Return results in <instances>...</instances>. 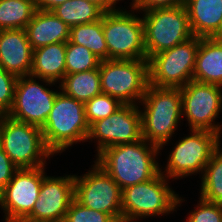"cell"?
I'll use <instances>...</instances> for the list:
<instances>
[{
  "label": "cell",
  "mask_w": 222,
  "mask_h": 222,
  "mask_svg": "<svg viewBox=\"0 0 222 222\" xmlns=\"http://www.w3.org/2000/svg\"><path fill=\"white\" fill-rule=\"evenodd\" d=\"M159 150V147L141 139L108 147L96 155L95 162L123 190L147 182L160 172V166L156 161Z\"/></svg>",
  "instance_id": "cell-1"
},
{
  "label": "cell",
  "mask_w": 222,
  "mask_h": 222,
  "mask_svg": "<svg viewBox=\"0 0 222 222\" xmlns=\"http://www.w3.org/2000/svg\"><path fill=\"white\" fill-rule=\"evenodd\" d=\"M140 103L144 108L141 111L142 137L161 150L172 138L182 118L180 88L148 84Z\"/></svg>",
  "instance_id": "cell-2"
},
{
  "label": "cell",
  "mask_w": 222,
  "mask_h": 222,
  "mask_svg": "<svg viewBox=\"0 0 222 222\" xmlns=\"http://www.w3.org/2000/svg\"><path fill=\"white\" fill-rule=\"evenodd\" d=\"M41 130L46 147L55 155L73 144L87 141L89 124L84 103L59 91Z\"/></svg>",
  "instance_id": "cell-3"
},
{
  "label": "cell",
  "mask_w": 222,
  "mask_h": 222,
  "mask_svg": "<svg viewBox=\"0 0 222 222\" xmlns=\"http://www.w3.org/2000/svg\"><path fill=\"white\" fill-rule=\"evenodd\" d=\"M168 178L158 173L147 182L122 190V221L137 222L144 217L167 215L184 201L168 185Z\"/></svg>",
  "instance_id": "cell-4"
},
{
  "label": "cell",
  "mask_w": 222,
  "mask_h": 222,
  "mask_svg": "<svg viewBox=\"0 0 222 222\" xmlns=\"http://www.w3.org/2000/svg\"><path fill=\"white\" fill-rule=\"evenodd\" d=\"M0 147L19 168H37L54 154L46 147L40 127L0 116Z\"/></svg>",
  "instance_id": "cell-5"
},
{
  "label": "cell",
  "mask_w": 222,
  "mask_h": 222,
  "mask_svg": "<svg viewBox=\"0 0 222 222\" xmlns=\"http://www.w3.org/2000/svg\"><path fill=\"white\" fill-rule=\"evenodd\" d=\"M103 94L122 104L138 105L149 84L148 60H103L99 65ZM138 101V102H137Z\"/></svg>",
  "instance_id": "cell-6"
},
{
  "label": "cell",
  "mask_w": 222,
  "mask_h": 222,
  "mask_svg": "<svg viewBox=\"0 0 222 222\" xmlns=\"http://www.w3.org/2000/svg\"><path fill=\"white\" fill-rule=\"evenodd\" d=\"M143 13L147 60L193 37L184 5L154 8Z\"/></svg>",
  "instance_id": "cell-7"
},
{
  "label": "cell",
  "mask_w": 222,
  "mask_h": 222,
  "mask_svg": "<svg viewBox=\"0 0 222 222\" xmlns=\"http://www.w3.org/2000/svg\"><path fill=\"white\" fill-rule=\"evenodd\" d=\"M131 11L121 9L103 14V34L108 47V60L147 59L144 24L142 18L134 14L135 10Z\"/></svg>",
  "instance_id": "cell-8"
},
{
  "label": "cell",
  "mask_w": 222,
  "mask_h": 222,
  "mask_svg": "<svg viewBox=\"0 0 222 222\" xmlns=\"http://www.w3.org/2000/svg\"><path fill=\"white\" fill-rule=\"evenodd\" d=\"M200 37L193 36L148 59L149 84L181 88L193 79Z\"/></svg>",
  "instance_id": "cell-9"
},
{
  "label": "cell",
  "mask_w": 222,
  "mask_h": 222,
  "mask_svg": "<svg viewBox=\"0 0 222 222\" xmlns=\"http://www.w3.org/2000/svg\"><path fill=\"white\" fill-rule=\"evenodd\" d=\"M221 135L209 130L191 129L190 135L178 141L172 149L165 171L169 179H179L191 174H203L214 150L221 144ZM165 173V174H164Z\"/></svg>",
  "instance_id": "cell-10"
},
{
  "label": "cell",
  "mask_w": 222,
  "mask_h": 222,
  "mask_svg": "<svg viewBox=\"0 0 222 222\" xmlns=\"http://www.w3.org/2000/svg\"><path fill=\"white\" fill-rule=\"evenodd\" d=\"M86 174L74 175V199L84 207L111 215L122 222V190L95 161Z\"/></svg>",
  "instance_id": "cell-11"
},
{
  "label": "cell",
  "mask_w": 222,
  "mask_h": 222,
  "mask_svg": "<svg viewBox=\"0 0 222 222\" xmlns=\"http://www.w3.org/2000/svg\"><path fill=\"white\" fill-rule=\"evenodd\" d=\"M180 91L182 115L187 117L189 129L209 130L220 135L222 125L214 120L222 109V87L191 80Z\"/></svg>",
  "instance_id": "cell-12"
},
{
  "label": "cell",
  "mask_w": 222,
  "mask_h": 222,
  "mask_svg": "<svg viewBox=\"0 0 222 222\" xmlns=\"http://www.w3.org/2000/svg\"><path fill=\"white\" fill-rule=\"evenodd\" d=\"M97 140V155L104 149L143 139L141 110L137 105L123 104L109 117L89 126L87 140Z\"/></svg>",
  "instance_id": "cell-13"
},
{
  "label": "cell",
  "mask_w": 222,
  "mask_h": 222,
  "mask_svg": "<svg viewBox=\"0 0 222 222\" xmlns=\"http://www.w3.org/2000/svg\"><path fill=\"white\" fill-rule=\"evenodd\" d=\"M58 91L50 90L38 82L34 76L26 75L18 77L14 102L10 112V118L42 127L53 107Z\"/></svg>",
  "instance_id": "cell-14"
},
{
  "label": "cell",
  "mask_w": 222,
  "mask_h": 222,
  "mask_svg": "<svg viewBox=\"0 0 222 222\" xmlns=\"http://www.w3.org/2000/svg\"><path fill=\"white\" fill-rule=\"evenodd\" d=\"M45 166L18 169L0 192V206L4 218L26 217L38 200L45 175Z\"/></svg>",
  "instance_id": "cell-15"
},
{
  "label": "cell",
  "mask_w": 222,
  "mask_h": 222,
  "mask_svg": "<svg viewBox=\"0 0 222 222\" xmlns=\"http://www.w3.org/2000/svg\"><path fill=\"white\" fill-rule=\"evenodd\" d=\"M74 196V175H44L38 200L26 217L45 222H63Z\"/></svg>",
  "instance_id": "cell-16"
},
{
  "label": "cell",
  "mask_w": 222,
  "mask_h": 222,
  "mask_svg": "<svg viewBox=\"0 0 222 222\" xmlns=\"http://www.w3.org/2000/svg\"><path fill=\"white\" fill-rule=\"evenodd\" d=\"M33 49L25 29L0 30V67L22 77L30 75Z\"/></svg>",
  "instance_id": "cell-17"
},
{
  "label": "cell",
  "mask_w": 222,
  "mask_h": 222,
  "mask_svg": "<svg viewBox=\"0 0 222 222\" xmlns=\"http://www.w3.org/2000/svg\"><path fill=\"white\" fill-rule=\"evenodd\" d=\"M193 36L220 39L222 0H184Z\"/></svg>",
  "instance_id": "cell-18"
},
{
  "label": "cell",
  "mask_w": 222,
  "mask_h": 222,
  "mask_svg": "<svg viewBox=\"0 0 222 222\" xmlns=\"http://www.w3.org/2000/svg\"><path fill=\"white\" fill-rule=\"evenodd\" d=\"M66 42L53 43L33 50L30 75L46 85L61 82L66 75Z\"/></svg>",
  "instance_id": "cell-19"
},
{
  "label": "cell",
  "mask_w": 222,
  "mask_h": 222,
  "mask_svg": "<svg viewBox=\"0 0 222 222\" xmlns=\"http://www.w3.org/2000/svg\"><path fill=\"white\" fill-rule=\"evenodd\" d=\"M25 30L33 50L53 43L67 42L70 37V27L52 11L36 10Z\"/></svg>",
  "instance_id": "cell-20"
},
{
  "label": "cell",
  "mask_w": 222,
  "mask_h": 222,
  "mask_svg": "<svg viewBox=\"0 0 222 222\" xmlns=\"http://www.w3.org/2000/svg\"><path fill=\"white\" fill-rule=\"evenodd\" d=\"M192 80L222 87V39L200 38Z\"/></svg>",
  "instance_id": "cell-21"
},
{
  "label": "cell",
  "mask_w": 222,
  "mask_h": 222,
  "mask_svg": "<svg viewBox=\"0 0 222 222\" xmlns=\"http://www.w3.org/2000/svg\"><path fill=\"white\" fill-rule=\"evenodd\" d=\"M58 88L65 95L85 103L102 94L99 68L67 74Z\"/></svg>",
  "instance_id": "cell-22"
},
{
  "label": "cell",
  "mask_w": 222,
  "mask_h": 222,
  "mask_svg": "<svg viewBox=\"0 0 222 222\" xmlns=\"http://www.w3.org/2000/svg\"><path fill=\"white\" fill-rule=\"evenodd\" d=\"M69 41L85 46L101 61L108 60V47L103 34V16L99 21L70 27Z\"/></svg>",
  "instance_id": "cell-23"
},
{
  "label": "cell",
  "mask_w": 222,
  "mask_h": 222,
  "mask_svg": "<svg viewBox=\"0 0 222 222\" xmlns=\"http://www.w3.org/2000/svg\"><path fill=\"white\" fill-rule=\"evenodd\" d=\"M52 12L69 27L99 21L105 11L87 0H68Z\"/></svg>",
  "instance_id": "cell-24"
},
{
  "label": "cell",
  "mask_w": 222,
  "mask_h": 222,
  "mask_svg": "<svg viewBox=\"0 0 222 222\" xmlns=\"http://www.w3.org/2000/svg\"><path fill=\"white\" fill-rule=\"evenodd\" d=\"M36 10L34 0H0V30L25 29Z\"/></svg>",
  "instance_id": "cell-25"
},
{
  "label": "cell",
  "mask_w": 222,
  "mask_h": 222,
  "mask_svg": "<svg viewBox=\"0 0 222 222\" xmlns=\"http://www.w3.org/2000/svg\"><path fill=\"white\" fill-rule=\"evenodd\" d=\"M214 150L204 168L201 180L200 197L209 202L222 204V148Z\"/></svg>",
  "instance_id": "cell-26"
},
{
  "label": "cell",
  "mask_w": 222,
  "mask_h": 222,
  "mask_svg": "<svg viewBox=\"0 0 222 222\" xmlns=\"http://www.w3.org/2000/svg\"><path fill=\"white\" fill-rule=\"evenodd\" d=\"M100 62L85 46L66 42V75L99 68Z\"/></svg>",
  "instance_id": "cell-27"
},
{
  "label": "cell",
  "mask_w": 222,
  "mask_h": 222,
  "mask_svg": "<svg viewBox=\"0 0 222 222\" xmlns=\"http://www.w3.org/2000/svg\"><path fill=\"white\" fill-rule=\"evenodd\" d=\"M123 104L116 98L107 94L94 96L92 99L84 103L85 117L89 126L113 114Z\"/></svg>",
  "instance_id": "cell-28"
},
{
  "label": "cell",
  "mask_w": 222,
  "mask_h": 222,
  "mask_svg": "<svg viewBox=\"0 0 222 222\" xmlns=\"http://www.w3.org/2000/svg\"><path fill=\"white\" fill-rule=\"evenodd\" d=\"M63 222H117L111 215L84 207L75 199L70 204Z\"/></svg>",
  "instance_id": "cell-29"
},
{
  "label": "cell",
  "mask_w": 222,
  "mask_h": 222,
  "mask_svg": "<svg viewBox=\"0 0 222 222\" xmlns=\"http://www.w3.org/2000/svg\"><path fill=\"white\" fill-rule=\"evenodd\" d=\"M199 204L185 222H222V204L209 202L200 197Z\"/></svg>",
  "instance_id": "cell-30"
},
{
  "label": "cell",
  "mask_w": 222,
  "mask_h": 222,
  "mask_svg": "<svg viewBox=\"0 0 222 222\" xmlns=\"http://www.w3.org/2000/svg\"><path fill=\"white\" fill-rule=\"evenodd\" d=\"M17 79L0 67V116L7 115L13 106Z\"/></svg>",
  "instance_id": "cell-31"
},
{
  "label": "cell",
  "mask_w": 222,
  "mask_h": 222,
  "mask_svg": "<svg viewBox=\"0 0 222 222\" xmlns=\"http://www.w3.org/2000/svg\"><path fill=\"white\" fill-rule=\"evenodd\" d=\"M19 168L11 161L9 156L0 147V192L11 181Z\"/></svg>",
  "instance_id": "cell-32"
},
{
  "label": "cell",
  "mask_w": 222,
  "mask_h": 222,
  "mask_svg": "<svg viewBox=\"0 0 222 222\" xmlns=\"http://www.w3.org/2000/svg\"><path fill=\"white\" fill-rule=\"evenodd\" d=\"M132 9L135 11H145L154 8L176 7L184 5V0H132Z\"/></svg>",
  "instance_id": "cell-33"
},
{
  "label": "cell",
  "mask_w": 222,
  "mask_h": 222,
  "mask_svg": "<svg viewBox=\"0 0 222 222\" xmlns=\"http://www.w3.org/2000/svg\"><path fill=\"white\" fill-rule=\"evenodd\" d=\"M68 0H34L37 10L52 11L58 5L63 4Z\"/></svg>",
  "instance_id": "cell-34"
},
{
  "label": "cell",
  "mask_w": 222,
  "mask_h": 222,
  "mask_svg": "<svg viewBox=\"0 0 222 222\" xmlns=\"http://www.w3.org/2000/svg\"><path fill=\"white\" fill-rule=\"evenodd\" d=\"M87 1L98 5L105 12H114L121 10L120 8L117 9L115 6L117 2L120 0H87Z\"/></svg>",
  "instance_id": "cell-35"
},
{
  "label": "cell",
  "mask_w": 222,
  "mask_h": 222,
  "mask_svg": "<svg viewBox=\"0 0 222 222\" xmlns=\"http://www.w3.org/2000/svg\"><path fill=\"white\" fill-rule=\"evenodd\" d=\"M5 222H45V221L34 220L28 217H8L5 218Z\"/></svg>",
  "instance_id": "cell-36"
},
{
  "label": "cell",
  "mask_w": 222,
  "mask_h": 222,
  "mask_svg": "<svg viewBox=\"0 0 222 222\" xmlns=\"http://www.w3.org/2000/svg\"><path fill=\"white\" fill-rule=\"evenodd\" d=\"M220 39H222V21H221V26H220Z\"/></svg>",
  "instance_id": "cell-37"
}]
</instances>
